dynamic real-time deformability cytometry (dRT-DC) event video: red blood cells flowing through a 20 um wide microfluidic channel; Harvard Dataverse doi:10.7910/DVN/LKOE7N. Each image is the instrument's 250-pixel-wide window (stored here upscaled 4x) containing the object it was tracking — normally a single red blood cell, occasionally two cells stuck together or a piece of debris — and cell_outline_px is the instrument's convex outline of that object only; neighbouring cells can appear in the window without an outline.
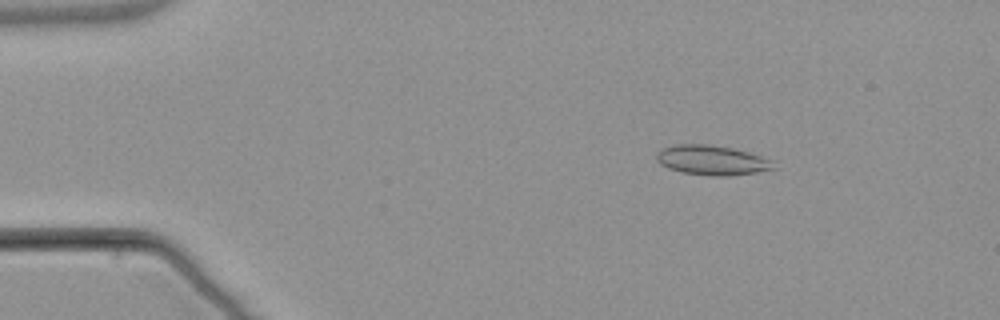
{"species": "common noctule bat (a hibernating species)", "species_latin": "Nyctalus noctula", "temperature_condition": "warm", "stored_images_in_passage": 55, "segment_of_instrument_passage": [1, 2], "camera_frame_rate_fps": 3000, "um_per_image_px": 0.085, "animal": {"sex": "male", "body_mass_g": 21.5, "forearm_length_mm": 52.0}, "frame": {"image": 1, "passage_image": 8, "time_ms": 2.333, "image_size_px": [1000, 320], "cell_outline_px": [[776, 168], [756, 172], [728, 176], [712, 176], [684, 172], [668, 168], [660, 164], [656, 160], [656, 152], [664, 148], [676, 144], [708, 144], [732, 148], [748, 152], [772, 160]], "centroid_in_image_um": [60.5, 13.61], "position_along_channel_um": 24.5, "area_um2": 20.17}}
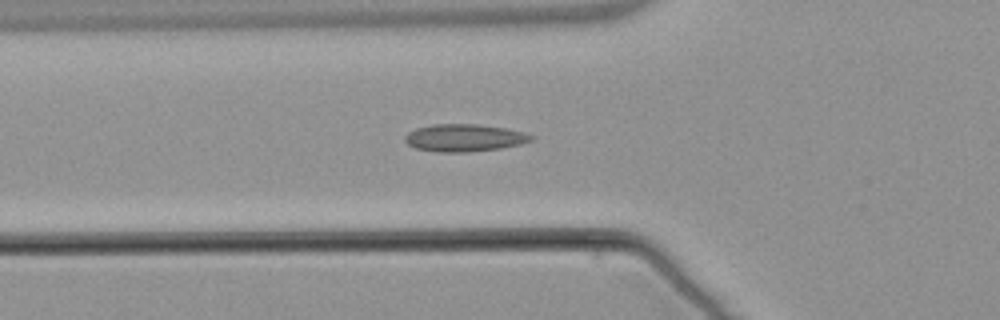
{"frame": {"image": 2, "passage_image": 19, "time_ms": 6.0, "image_size_px": [1000, 320], "cell_outline_px": [[536, 136], [532, 140], [520, 144], [500, 148], [468, 152], [436, 152], [416, 148], [408, 144], [404, 140], [404, 136], [408, 132], [416, 128], [432, 124], [476, 124], [504, 128], [524, 132]], "centroid_in_image_um": [39.45, 11.71], "position_along_channel_um": 86.3, "area_um2": 20.17}}
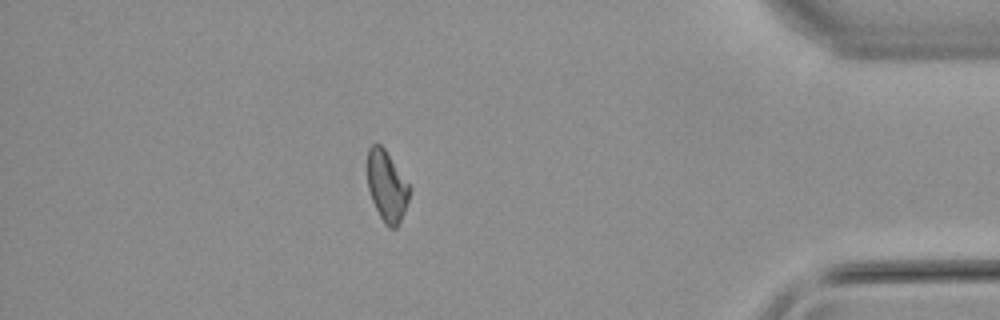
{"frame": {"image": 3, "passage_image": 47, "time_ms": 15.333, "image_size_px": [1000, 320], "cell_outline_px": [[412, 188], [408, 200], [400, 220], [396, 228], [388, 228], [384, 224], [372, 200], [368, 188], [368, 148], [372, 144], [380, 144], [384, 148]], "centroid_in_image_um": [32.89, 15.82], "position_along_channel_um": 402.3, "area_um2": 17.17}}